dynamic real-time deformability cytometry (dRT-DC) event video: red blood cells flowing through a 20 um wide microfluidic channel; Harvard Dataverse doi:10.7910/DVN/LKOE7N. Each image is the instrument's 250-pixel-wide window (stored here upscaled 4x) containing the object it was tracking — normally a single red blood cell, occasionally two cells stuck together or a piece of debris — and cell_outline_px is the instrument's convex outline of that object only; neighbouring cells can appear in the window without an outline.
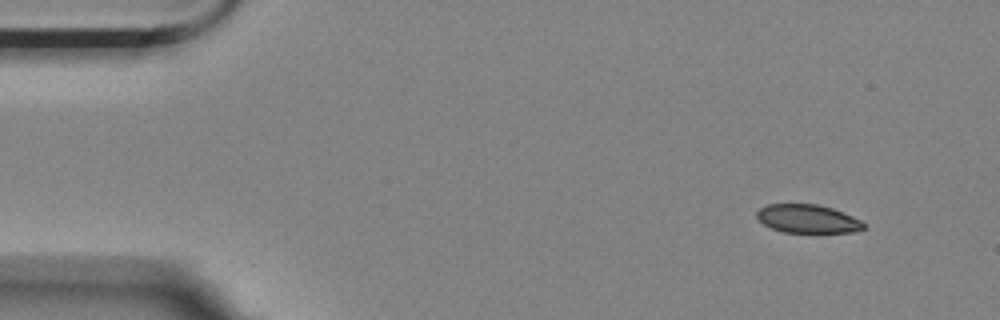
{"species": "Egyptian fruit bat (a non-hibernating species)", "species_latin": "Rousettus aegyptiacus", "temperature_condition": "room temperature", "stored_images_in_passage": 5, "camera_frame_rate_fps": 3000, "um_per_image_px": 0.085, "animal": {"sex": "female"}, "frame": {"image": 1, "passage_image": 1, "time_ms": 0.0, "image_size_px": [1000, 320], "cell_outline_px": [[864, 228], [856, 232], [784, 232], [772, 228], [764, 224], [756, 216], [756, 212], [760, 208], [768, 204], [816, 204], [832, 208], [852, 216], [860, 220], [864, 224]], "centroid_in_image_um": [68.64, 18.59], "position_along_channel_um": 16.4, "area_um2": 17.51}}
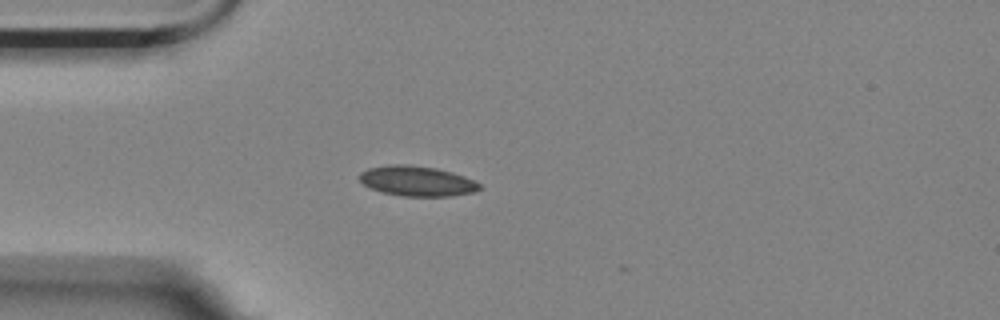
{"frame": {"image": 2, "passage_image": 4, "time_ms": 1.0, "image_size_px": [1000, 320], "cell_outline_px": [[480, 188], [472, 192], [452, 196], [404, 196], [380, 192], [364, 184], [360, 180], [360, 172], [368, 168], [388, 164], [408, 164], [436, 168], [452, 172], [464, 176], [480, 184]], "centroid_in_image_um": [35.41, 15.38], "position_along_channel_um": 49.6, "area_um2": 20.98}}